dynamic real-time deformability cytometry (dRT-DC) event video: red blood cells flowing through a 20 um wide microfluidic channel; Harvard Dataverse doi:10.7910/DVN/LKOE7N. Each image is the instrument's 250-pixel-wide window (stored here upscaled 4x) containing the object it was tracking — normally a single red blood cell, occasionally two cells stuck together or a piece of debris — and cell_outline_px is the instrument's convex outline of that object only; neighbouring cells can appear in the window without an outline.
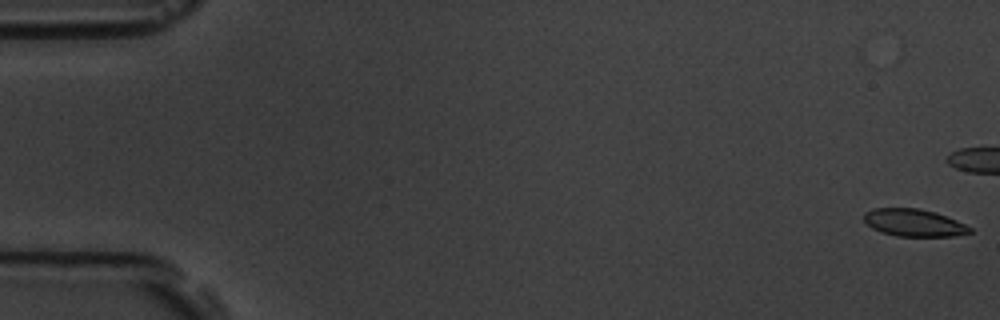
{"species": "common noctule bat (a hibernating species)", "species_latin": "Nyctalus noctula", "temperature_condition": "room temperature", "stored_images_in_passage": 7, "camera_frame_rate_fps": 3000, "um_per_image_px": 0.085, "animal": {"sex": "male", "body_mass_g": 19.5, "forearm_length_mm": 54.6}, "frame": {"image": 1, "passage_image": 1, "time_ms": 0.0, "image_size_px": [1000, 320], "cell_outline_px": [[972, 232], [952, 236], [896, 236], [880, 232], [872, 228], [864, 220], [864, 212], [872, 208], [920, 208], [936, 212], [956, 220], [972, 228]], "centroid_in_image_um": [77.66, 18.92], "position_along_channel_um": 7.3, "area_um2": 16.94}}
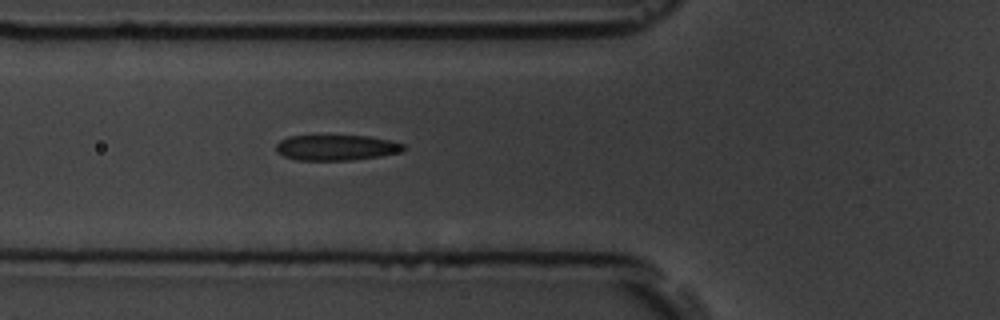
{"frame": {"image": 2, "passage_image": 7, "time_ms": 8.0, "image_size_px": [1000, 320], "cell_outline_px": [[404, 152], [380, 156], [348, 160], [296, 160], [284, 156], [276, 152], [276, 144], [280, 140], [288, 136], [368, 136], [392, 140], [404, 144]], "centroid_in_image_um": [28.6, 12.54], "position_along_channel_um": 97.2, "area_um2": 19.02}}